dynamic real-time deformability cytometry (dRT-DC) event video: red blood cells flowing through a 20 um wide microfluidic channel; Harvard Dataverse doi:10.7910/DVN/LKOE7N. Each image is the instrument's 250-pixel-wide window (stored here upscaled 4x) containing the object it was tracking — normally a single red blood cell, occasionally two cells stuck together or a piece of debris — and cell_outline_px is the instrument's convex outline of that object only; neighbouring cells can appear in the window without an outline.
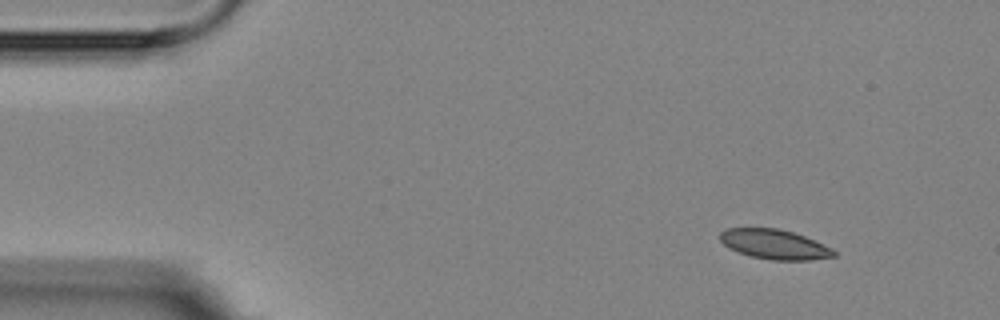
{"species": "Egyptian fruit bat (a non-hibernating species)", "species_latin": "Rousettus aegyptiacus", "temperature_condition": "room temperature", "stored_images_in_passage": 4, "camera_frame_rate_fps": 3000, "um_per_image_px": 0.085, "animal": {"sex": "female"}, "frame": {"image": 1, "passage_image": 1, "time_ms": 0.0, "image_size_px": [1000, 320], "cell_outline_px": [[836, 256], [808, 260], [772, 260], [752, 256], [728, 248], [720, 240], [720, 232], [728, 228], [780, 228], [804, 236], [832, 248], [836, 252]], "centroid_in_image_um": [65.83, 20.76], "position_along_channel_um": 19.2, "area_um2": 19.54}}
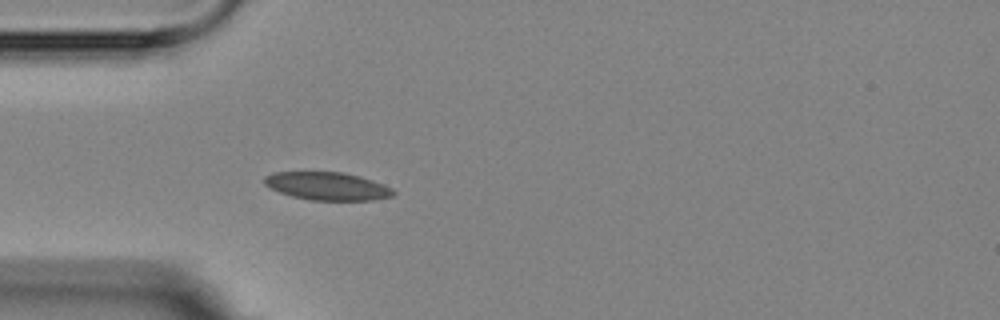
{"frame": {"image": 2, "passage_image": 4, "time_ms": 3.333, "image_size_px": [1000, 320], "cell_outline_px": [[396, 192], [392, 196], [372, 200], [312, 200], [292, 196], [280, 192], [264, 184], [264, 176], [272, 172], [344, 172], [360, 176], [384, 184], [392, 188]], "centroid_in_image_um": [27.84, 15.81], "position_along_channel_um": 57.2, "area_um2": 20.98}}